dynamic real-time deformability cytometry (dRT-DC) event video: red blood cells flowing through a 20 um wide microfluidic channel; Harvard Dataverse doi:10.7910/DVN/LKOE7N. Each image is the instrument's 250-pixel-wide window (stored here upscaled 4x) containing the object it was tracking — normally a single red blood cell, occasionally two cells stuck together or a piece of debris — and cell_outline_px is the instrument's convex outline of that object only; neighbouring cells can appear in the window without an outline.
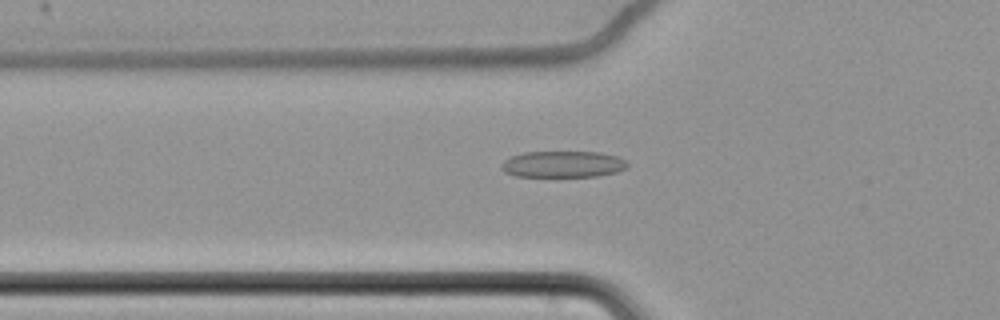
{"species": "common noctule bat (a hibernating species)", "species_latin": "Nyctalus noctula", "temperature_condition": "cold", "stored_images_in_passage": 62, "camera_frame_rate_fps": 3000, "um_per_image_px": 0.085, "animal": {"sex": "female", "body_mass_g": 22.7, "forearm_length_mm": 54.2}, "frame": {"image": 1, "passage_image": 24, "time_ms": 7.667, "image_size_px": [1000, 320], "cell_outline_px": [[628, 164], [624, 168], [616, 172], [596, 176], [516, 176], [504, 172], [500, 168], [500, 164], [504, 160], [512, 156], [524, 152], [600, 152], [616, 156], [624, 160]], "centroid_in_image_um": [47.8, 13.95], "position_along_channel_um": 78.0, "area_um2": 19.25}}
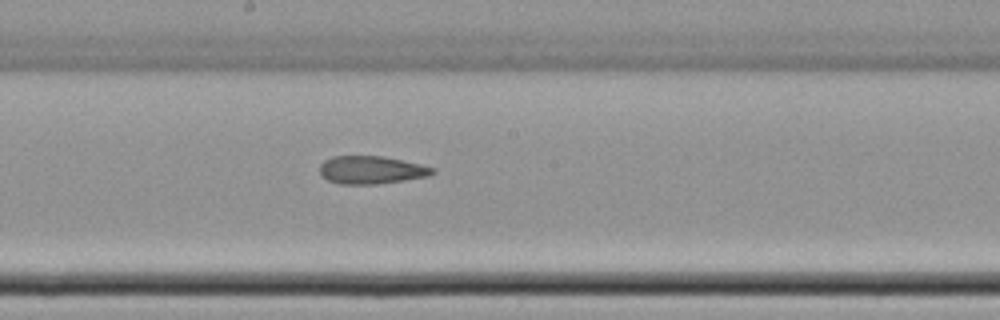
{"frame": {"image": 2, "passage_image": 36, "time_ms": 11.667, "image_size_px": [1000, 320], "cell_outline_px": [[436, 172], [428, 176], [404, 180], [376, 184], [340, 184], [328, 180], [320, 176], [320, 164], [324, 160], [332, 156], [384, 156], [420, 164], [436, 168]], "centroid_in_image_um": [31.55, 14.44], "position_along_channel_um": 216.7, "area_um2": 18.44}}
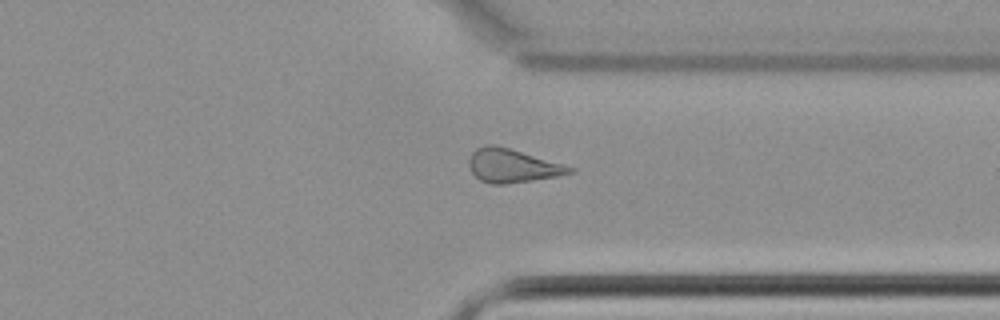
{"frame": {"image": 3, "passage_image": 49, "time_ms": 16.0, "image_size_px": [1000, 320], "cell_outline_px": [[576, 172], [556, 176], [532, 180], [504, 184], [492, 184], [480, 180], [472, 172], [468, 164], [468, 160], [472, 152], [476, 148], [484, 144], [492, 144], [508, 148], [564, 164], [576, 168]], "centroid_in_image_um": [43.54, 14.08], "position_along_channel_um": 367.9, "area_um2": 19.59}, "authors_computed_cell_mechanics": {"area_um2": 20.1144, "velocity_mm_per_s": 3.4777, "shape_relaxation_time_tau1_ms": null, "shape_relaxation_time_tau2_ms": 6.3974, "deformation_change_tau1": null, "deformation_change_tau2": 0.164}}